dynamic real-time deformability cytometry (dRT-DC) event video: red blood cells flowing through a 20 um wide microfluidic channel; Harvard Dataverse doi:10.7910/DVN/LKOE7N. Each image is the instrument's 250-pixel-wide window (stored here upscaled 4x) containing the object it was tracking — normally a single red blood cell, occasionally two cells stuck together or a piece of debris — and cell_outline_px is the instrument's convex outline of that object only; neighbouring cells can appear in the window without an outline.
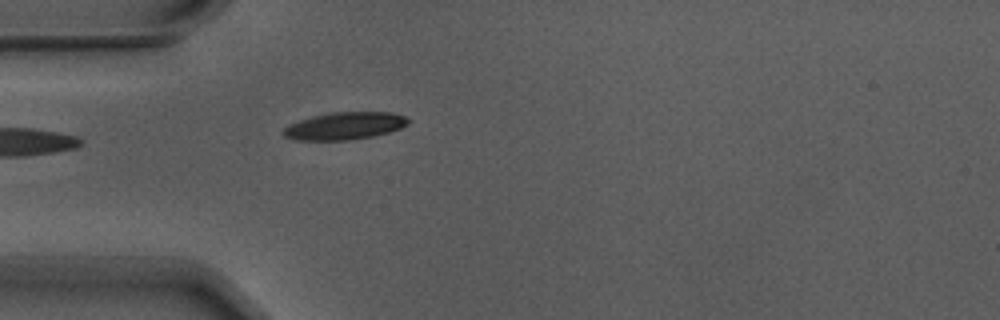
{"species": "Egyptian fruit bat (a non-hibernating species)", "species_latin": "Rousettus aegyptiacus", "temperature_condition": "warm", "stored_images_in_passage": 2, "camera_frame_rate_fps": 3000, "um_per_image_px": 0.085, "animal": {"sex": "male"}, "frame": {"image": 1, "passage_image": 2, "time_ms": 0.333, "image_size_px": [1000, 320], "cell_outline_px": [[412, 120], [408, 124], [400, 128], [388, 132], [372, 136], [352, 140], [296, 140], [284, 136], [280, 132], [288, 124], [312, 116], [332, 112], [392, 112], [404, 116]], "centroid_in_image_um": [29.28, 10.7], "position_along_channel_um": 55.7, "area_um2": 20.06}}